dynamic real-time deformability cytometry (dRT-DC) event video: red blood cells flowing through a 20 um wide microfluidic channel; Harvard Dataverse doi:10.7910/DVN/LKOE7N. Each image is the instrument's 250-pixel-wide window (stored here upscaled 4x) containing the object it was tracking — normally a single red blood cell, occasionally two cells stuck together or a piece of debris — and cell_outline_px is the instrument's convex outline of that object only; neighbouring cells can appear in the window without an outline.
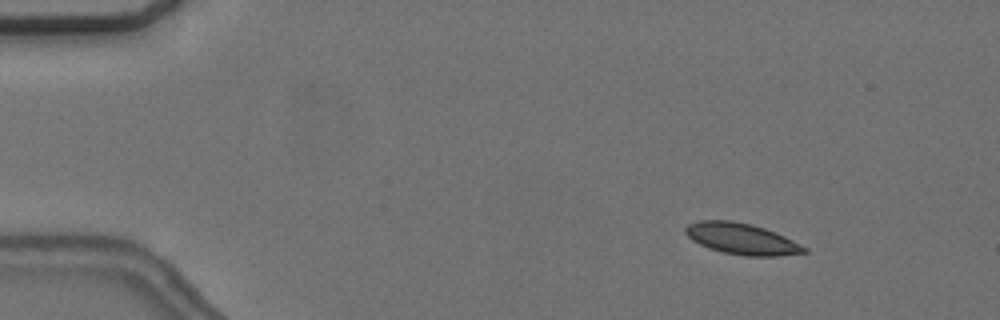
{"species": "common noctule bat (a hibernating species)", "species_latin": "Nyctalus noctula", "temperature_condition": "cold", "stored_images_in_passage": 55, "camera_frame_rate_fps": 3000, "um_per_image_px": 0.085, "animal": {"sex": "female", "body_mass_g": 24.6, "forearm_length_mm": 56.2}, "frame": {"image": 1, "passage_image": 6, "time_ms": 1.667, "image_size_px": [1000, 320], "cell_outline_px": [[808, 252], [776, 256], [744, 256], [724, 252], [708, 248], [692, 240], [684, 232], [684, 228], [688, 224], [700, 220], [732, 220], [752, 224], [776, 232], [808, 248]], "centroid_in_image_um": [63.03, 20.29], "position_along_channel_um": 22.0, "area_um2": 21.62}}
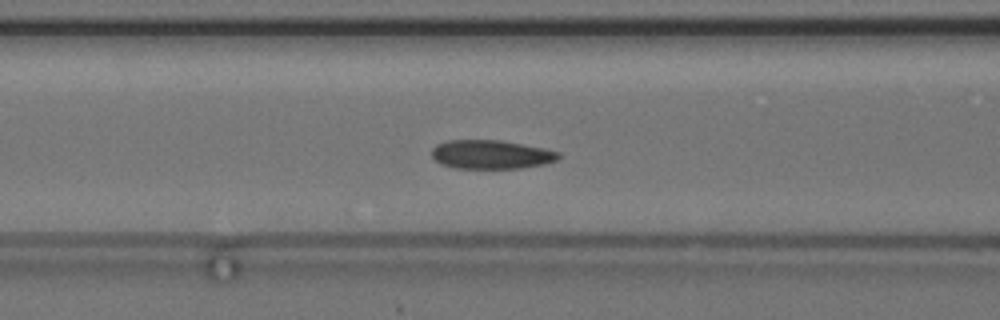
{"frame": {"image": 2, "passage_image": 22, "time_ms": 7.0, "image_size_px": [1000, 320], "cell_outline_px": [[560, 156], [556, 160], [544, 164], [520, 168], [456, 168], [440, 164], [432, 156], [432, 148], [436, 144], [448, 140], [500, 140], [544, 148], [560, 152]], "centroid_in_image_um": [41.73, 13.13], "position_along_channel_um": 124.9, "area_um2": 21.27}}
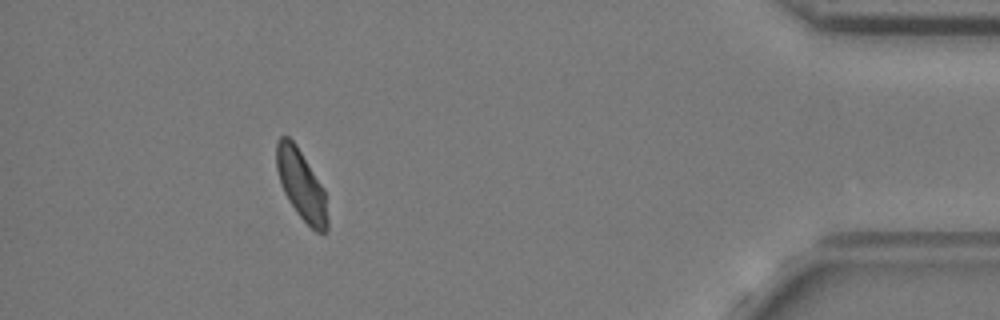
{"frame": {"image": 3, "passage_image": 50, "time_ms": 16.333, "image_size_px": [1000, 320], "cell_outline_px": [[328, 232], [324, 236], [316, 232], [296, 212], [288, 200], [280, 184], [276, 168], [276, 140], [280, 136], [288, 136], [296, 144], [324, 188], [328, 220]], "centroid_in_image_um": [25.61, 15.74], "position_along_channel_um": 409.6, "area_um2": 21.04}, "authors_computed_cell_mechanics": {"area_um2": 21.2704, "velocity_mm_per_s": 3.6379, "shape_relaxation_time_tau1_ms": null, "shape_relaxation_time_tau2_ms": 3.4351, "deformation_change_tau1": null, "deformation_change_tau2": 0.081}}